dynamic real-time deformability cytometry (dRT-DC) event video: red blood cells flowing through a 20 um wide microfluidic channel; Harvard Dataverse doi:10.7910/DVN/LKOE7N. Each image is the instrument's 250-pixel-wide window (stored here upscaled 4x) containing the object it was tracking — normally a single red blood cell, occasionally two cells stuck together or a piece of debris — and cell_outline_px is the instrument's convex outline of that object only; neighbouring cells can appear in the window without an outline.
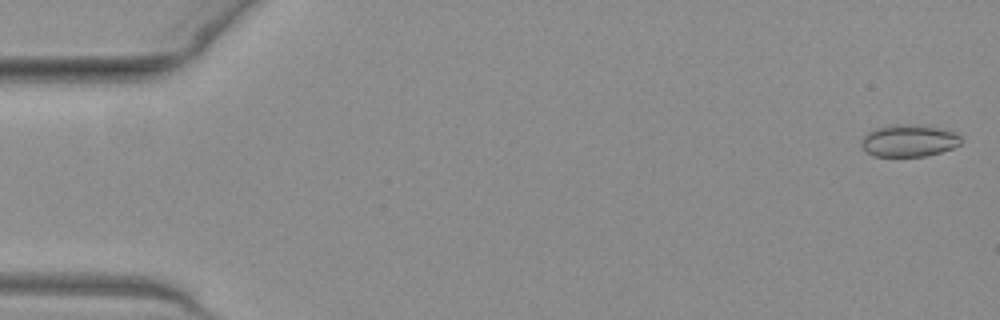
{"species": "common noctule bat (a hibernating species)", "species_latin": "Nyctalus noctula", "temperature_condition": "warm", "stored_images_in_passage": 52, "camera_frame_rate_fps": 3000, "um_per_image_px": 0.085, "animal": {"sex": "female", "body_mass_g": 19.3, "forearm_length_mm": 54.1}, "frame": {"image": 1, "passage_image": 2, "time_ms": 0.333, "image_size_px": [1000, 320], "cell_outline_px": [[960, 144], [952, 148], [940, 152], [924, 156], [872, 156], [860, 144], [860, 140], [872, 128], [892, 124], [916, 124], [944, 128], [956, 132], [960, 136]], "centroid_in_image_um": [77.24, 11.93], "position_along_channel_um": 7.8, "area_um2": 18.9}}
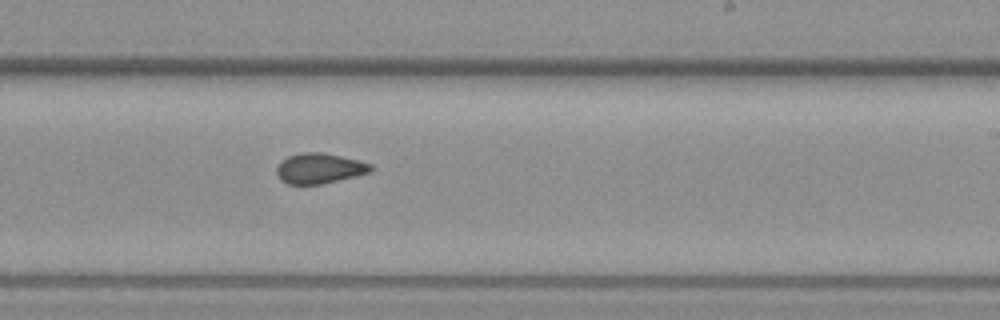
{"frame": {"image": 2, "passage_image": 32, "time_ms": 10.333, "image_size_px": [1000, 320], "cell_outline_px": [[372, 168], [368, 172], [356, 176], [324, 184], [288, 184], [280, 180], [276, 172], [276, 168], [288, 156], [304, 152], [320, 152], [340, 156], [372, 164]], "centroid_in_image_um": [27.13, 14.32], "position_along_channel_um": 261.9, "area_um2": 16.42}}
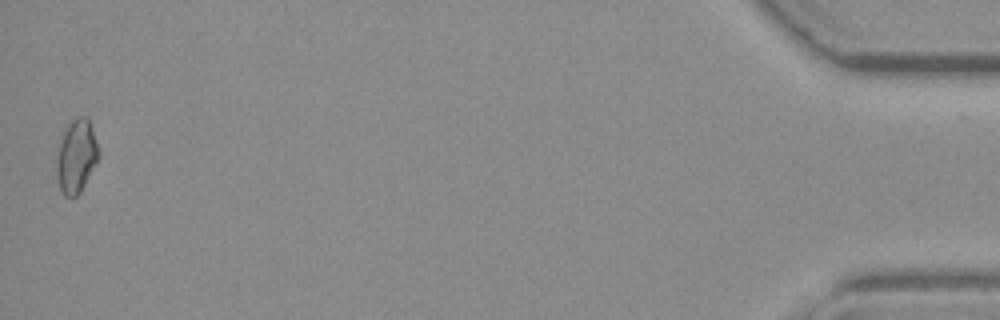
{"frame": {"image": 3, "passage_image": 52, "time_ms": 17.0, "image_size_px": [1000, 320], "cell_outline_px": [[100, 156], [80, 192], [76, 196], [64, 196], [60, 188], [56, 176], [56, 156], [64, 132], [68, 124], [72, 120], [80, 116], [84, 116], [88, 120], [92, 128], [100, 152]], "centroid_in_image_um": [6.49, 13.29], "position_along_channel_um": 428.7, "area_um2": 17.74}, "authors_computed_cell_mechanics": {"area_um2": 16.8776, "velocity_mm_per_s": 3.9942, "shape_relaxation_time_tau1_ms": null, "shape_relaxation_time_tau2_ms": 1.9075, "deformation_change_tau1": null, "deformation_change_tau2": 0.0673}}